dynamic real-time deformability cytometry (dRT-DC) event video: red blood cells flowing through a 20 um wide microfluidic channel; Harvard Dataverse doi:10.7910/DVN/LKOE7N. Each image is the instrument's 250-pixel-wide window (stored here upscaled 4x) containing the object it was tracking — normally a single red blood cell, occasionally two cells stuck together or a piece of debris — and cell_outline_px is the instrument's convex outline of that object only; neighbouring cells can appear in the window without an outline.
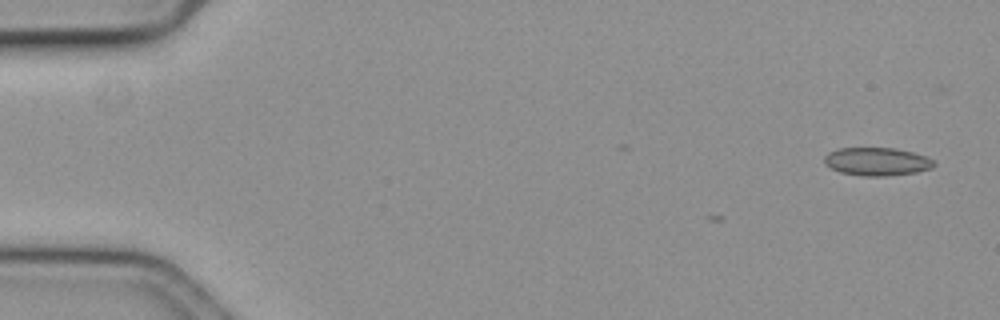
{"species": "common noctule bat (a hibernating species)", "species_latin": "Nyctalus noctula", "temperature_condition": "cold", "stored_images_in_passage": 8, "camera_frame_rate_fps": 3000, "um_per_image_px": 0.085, "animal": {"sex": "female", "body_mass_g": 19.3, "forearm_length_mm": 54.1}, "frame": {"image": 1, "passage_image": 1, "time_ms": 0.0, "image_size_px": [1000, 320], "cell_outline_px": [[936, 164], [932, 168], [916, 172], [884, 176], [864, 176], [840, 172], [832, 168], [824, 160], [824, 156], [828, 152], [836, 148], [896, 148], [928, 156], [936, 160]], "centroid_in_image_um": [74.59, 13.72], "position_along_channel_um": 10.4, "area_um2": 18.03}}